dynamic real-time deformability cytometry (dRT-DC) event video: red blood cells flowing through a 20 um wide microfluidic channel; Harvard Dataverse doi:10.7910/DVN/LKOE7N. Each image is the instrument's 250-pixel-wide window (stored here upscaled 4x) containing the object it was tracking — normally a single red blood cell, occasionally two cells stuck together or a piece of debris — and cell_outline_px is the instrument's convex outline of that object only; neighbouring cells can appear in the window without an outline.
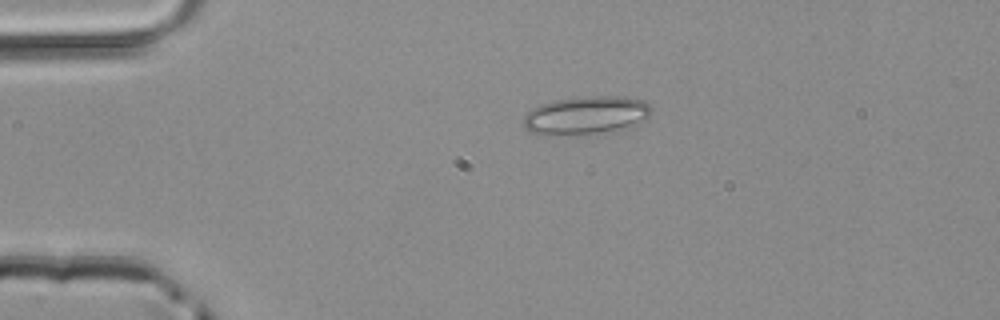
{"species": "common noctule bat (a hibernating species)", "species_latin": "Nyctalus noctula", "temperature_condition": "room temperature", "stored_images_in_passage": 25, "camera_frame_rate_fps": 3000, "um_per_image_px": 0.085, "animal": {"sex": "male", "body_mass_g": 20.4}, "frame": {"image": 1, "passage_image": 2, "time_ms": 0.333, "image_size_px": [1000, 320], "cell_outline_px": [[652, 112], [648, 116], [632, 128], [620, 132], [556, 136], [544, 136], [532, 132], [524, 128], [524, 116], [532, 108], [540, 104], [552, 100], [592, 96], [624, 96], [640, 100], [648, 104]], "centroid_in_image_um": [49.82, 9.84], "position_along_channel_um": 35.2, "area_um2": 29.25}}
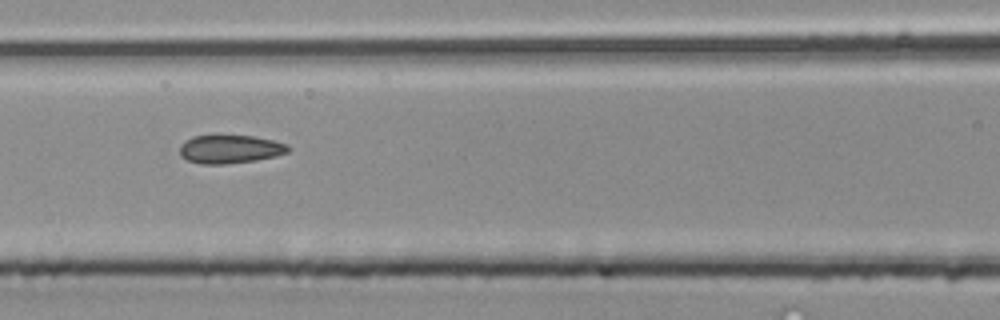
{"frame": {"image": 2, "passage_image": 13, "time_ms": 4.0, "image_size_px": [1000, 320], "cell_outline_px": [[288, 152], [276, 156], [256, 160], [224, 164], [200, 164], [188, 160], [180, 156], [180, 144], [184, 140], [192, 136], [252, 136], [272, 140], [288, 144]], "centroid_in_image_um": [19.52, 12.68], "position_along_channel_um": 147.1, "area_um2": 17.86}}
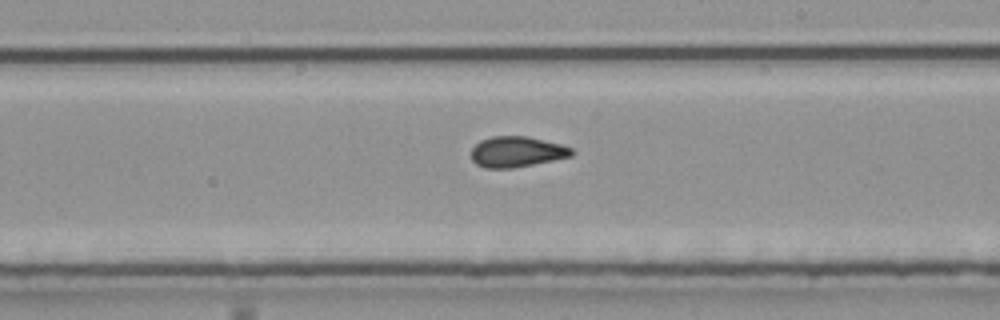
{"frame": {"image": 3, "passage_image": 20, "time_ms": 6.333, "image_size_px": [1000, 320], "cell_outline_px": [[576, 152], [572, 156], [512, 168], [484, 168], [476, 164], [472, 160], [472, 148], [480, 140], [492, 136], [528, 136], [560, 144], [572, 148]], "centroid_in_image_um": [43.92, 12.89], "position_along_channel_um": 245.1, "area_um2": 17.92}}